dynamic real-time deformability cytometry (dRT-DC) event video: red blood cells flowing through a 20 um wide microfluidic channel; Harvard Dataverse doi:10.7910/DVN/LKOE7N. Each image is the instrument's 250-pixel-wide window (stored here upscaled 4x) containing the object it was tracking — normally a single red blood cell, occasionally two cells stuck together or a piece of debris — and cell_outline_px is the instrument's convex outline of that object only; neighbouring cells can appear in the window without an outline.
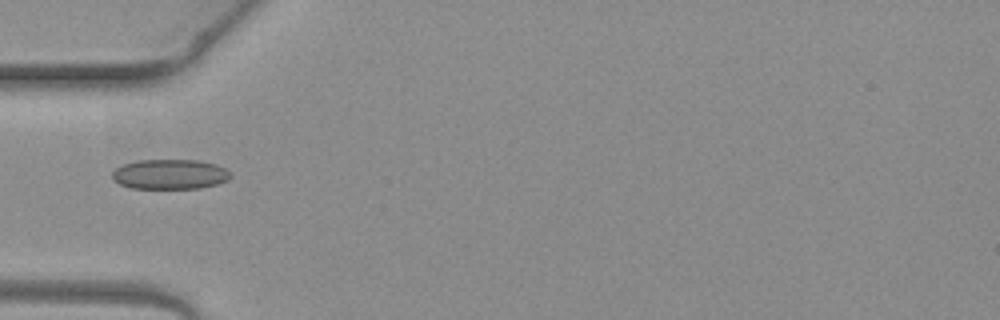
{"species": "common noctule bat (a hibernating species)", "species_latin": "Nyctalus noctula", "temperature_condition": "warm", "stored_images_in_passage": 2, "camera_frame_rate_fps": 3000, "um_per_image_px": 0.085, "animal": {"sex": "female", "body_mass_g": 19.3, "forearm_length_mm": 54.1}, "frame": {"image": 1, "passage_image": 1, "time_ms": 0.0, "image_size_px": [1000, 320], "cell_outline_px": [[232, 176], [228, 180], [216, 184], [200, 188], [132, 188], [120, 184], [112, 180], [112, 172], [116, 168], [124, 164], [136, 160], [196, 160], [216, 164], [232, 172]], "centroid_in_image_um": [14.45, 14.81], "position_along_channel_um": 70.6, "area_um2": 20.69}}
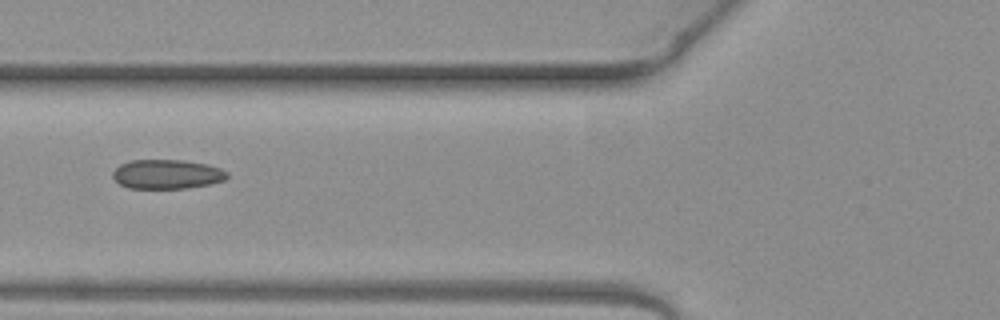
{"frame": {"image": 2, "passage_image": 2, "time_ms": 0.333, "image_size_px": [1000, 320], "cell_outline_px": [[228, 176], [224, 180], [208, 184], [184, 188], [128, 188], [120, 184], [112, 176], [112, 172], [120, 164], [132, 160], [184, 160], [208, 164], [220, 168], [228, 172]], "centroid_in_image_um": [14.19, 14.8], "position_along_channel_um": 111.6, "area_um2": 19.48}}